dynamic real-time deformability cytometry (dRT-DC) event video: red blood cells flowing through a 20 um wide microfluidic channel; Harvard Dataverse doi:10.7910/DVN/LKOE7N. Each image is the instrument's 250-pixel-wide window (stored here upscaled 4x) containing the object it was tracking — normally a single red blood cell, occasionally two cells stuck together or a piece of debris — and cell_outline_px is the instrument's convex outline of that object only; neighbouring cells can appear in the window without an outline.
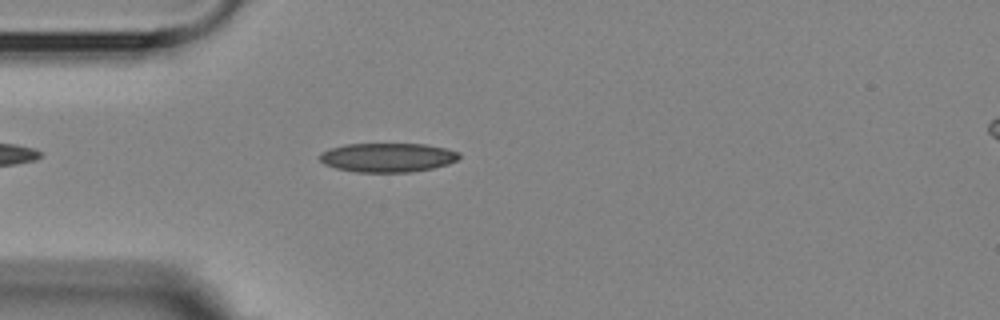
{"species": "Egyptian fruit bat (a non-hibernating species)", "species_latin": "Rousettus aegyptiacus", "temperature_condition": "room temperature", "stored_images_in_passage": 6, "camera_frame_rate_fps": 3000, "um_per_image_px": 0.085, "animal": {"sex": "female"}, "frame": {"image": 1, "passage_image": 6, "time_ms": 6.333, "image_size_px": [1000, 320], "cell_outline_px": [[460, 156], [456, 160], [448, 164], [432, 168], [412, 172], [356, 172], [336, 168], [324, 164], [320, 160], [320, 152], [344, 144], [424, 144], [444, 148], [460, 152]], "centroid_in_image_um": [32.94, 13.39], "position_along_channel_um": 52.1, "area_um2": 23.58}}